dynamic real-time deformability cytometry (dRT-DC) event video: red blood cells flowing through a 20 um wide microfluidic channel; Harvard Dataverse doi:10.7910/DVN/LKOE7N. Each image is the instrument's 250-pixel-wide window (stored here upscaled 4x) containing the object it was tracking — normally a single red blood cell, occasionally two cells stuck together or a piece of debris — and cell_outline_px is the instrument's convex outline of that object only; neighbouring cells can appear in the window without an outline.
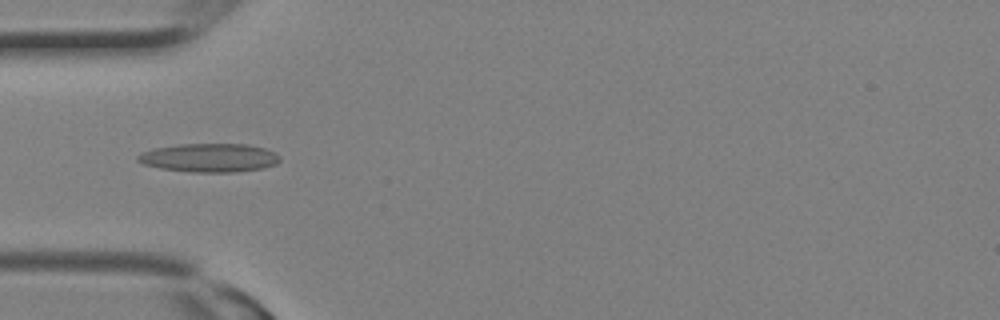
{"species": "Egyptian fruit bat (a non-hibernating species)", "species_latin": "Rousettus aegyptiacus", "temperature_condition": "room temperature", "stored_images_in_passage": 12, "camera_frame_rate_fps": 3000, "um_per_image_px": 0.085, "animal": {"sex": "female"}, "frame": {"image": 1, "passage_image": 9, "time_ms": 2.667, "image_size_px": [1000, 320], "cell_outline_px": [[280, 160], [276, 164], [264, 168], [236, 172], [188, 172], [160, 168], [144, 164], [136, 160], [136, 156], [140, 152], [152, 148], [180, 144], [248, 144], [264, 148], [276, 152], [280, 156]], "centroid_in_image_um": [17.79, 13.41], "position_along_channel_um": 67.2, "area_um2": 23.99}}
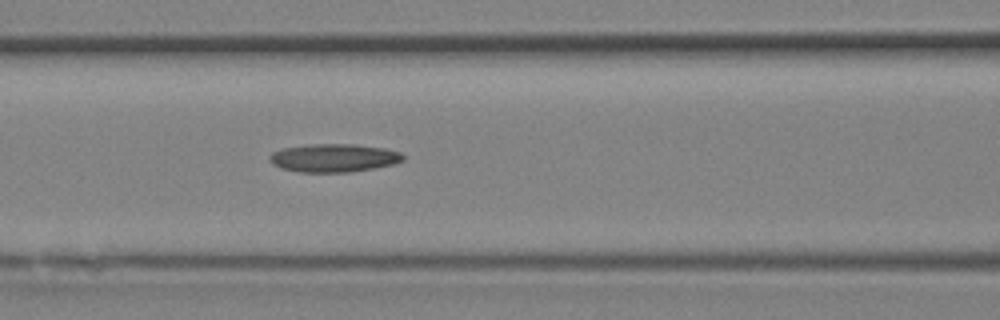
{"frame": {"image": 2, "passage_image": 12, "time_ms": 3.667, "image_size_px": [1000, 320], "cell_outline_px": [[404, 160], [392, 164], [372, 168], [348, 172], [300, 172], [280, 168], [272, 164], [268, 160], [268, 156], [272, 152], [280, 148], [308, 144], [356, 144], [384, 148], [400, 152], [404, 156]], "centroid_in_image_um": [28.31, 13.41], "position_along_channel_um": 138.3, "area_um2": 22.08}}